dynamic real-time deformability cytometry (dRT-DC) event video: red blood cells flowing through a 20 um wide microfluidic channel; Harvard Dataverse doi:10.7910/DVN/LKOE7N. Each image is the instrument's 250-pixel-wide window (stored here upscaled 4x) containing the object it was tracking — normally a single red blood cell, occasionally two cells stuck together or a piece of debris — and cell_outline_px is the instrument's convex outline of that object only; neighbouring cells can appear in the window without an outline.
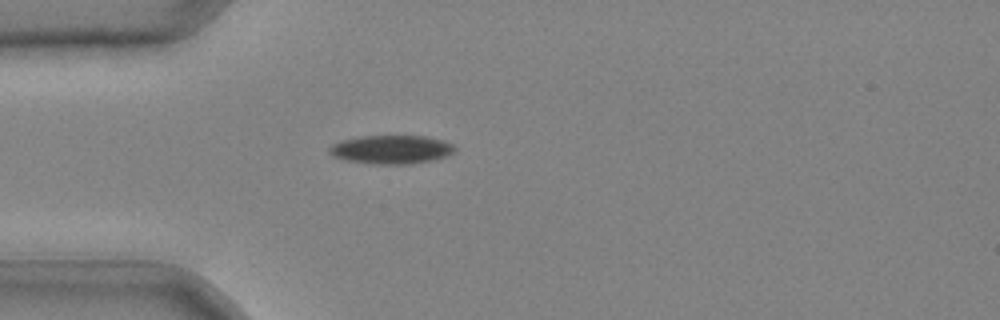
{"species": "common noctule bat (a hibernating species)", "species_latin": "Nyctalus noctula", "temperature_condition": "cold", "stored_images_in_passage": 31, "camera_frame_rate_fps": 3000, "um_per_image_px": 0.085, "animal": {"sex": "male", "body_mass_g": 20.4}, "frame": {"image": 1, "passage_image": 1, "time_ms": 0.0, "image_size_px": [1000, 320], "cell_outline_px": [[456, 152], [432, 160], [408, 164], [372, 164], [344, 160], [332, 156], [328, 152], [328, 148], [332, 144], [340, 140], [360, 136], [424, 136], [444, 140], [452, 144], [456, 148]], "centroid_in_image_um": [33.22, 12.71], "position_along_channel_um": 51.8, "area_um2": 21.1}}
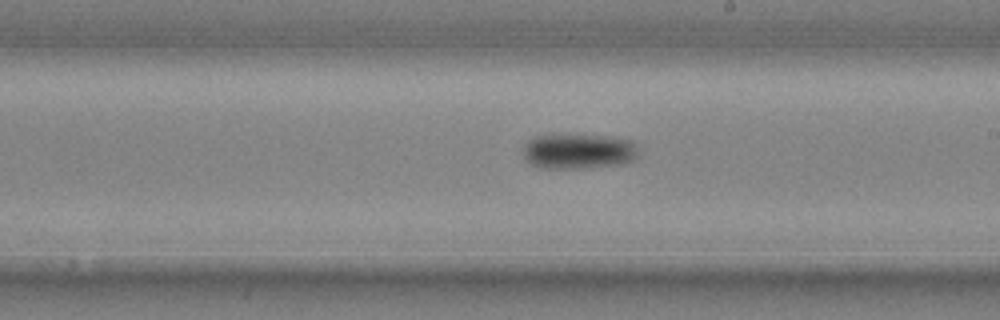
{"frame": {"image": 2, "passage_image": 14, "time_ms": 4.333, "image_size_px": [1000, 320], "cell_outline_px": [[636, 156], [632, 160], [620, 164], [584, 168], [540, 168], [532, 164], [524, 156], [524, 144], [528, 140], [536, 136], [616, 136], [636, 140]], "centroid_in_image_um": [49.21, 12.86], "position_along_channel_um": 239.8, "area_um2": 23.41}}
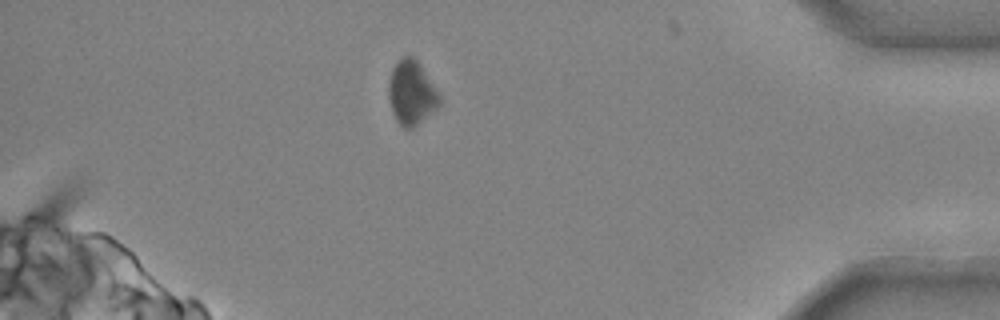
{"frame": {"image": 3, "passage_image": 27, "time_ms": 8.667, "image_size_px": [1000, 320], "cell_outline_px": [[440, 104], [436, 108], [412, 128], [404, 128], [396, 120], [392, 112], [388, 92], [388, 84], [392, 68], [396, 60], [400, 56], [412, 56], [416, 60], [440, 96]], "centroid_in_image_um": [34.93, 7.87], "position_along_channel_um": 400.3, "area_um2": 18.61}}